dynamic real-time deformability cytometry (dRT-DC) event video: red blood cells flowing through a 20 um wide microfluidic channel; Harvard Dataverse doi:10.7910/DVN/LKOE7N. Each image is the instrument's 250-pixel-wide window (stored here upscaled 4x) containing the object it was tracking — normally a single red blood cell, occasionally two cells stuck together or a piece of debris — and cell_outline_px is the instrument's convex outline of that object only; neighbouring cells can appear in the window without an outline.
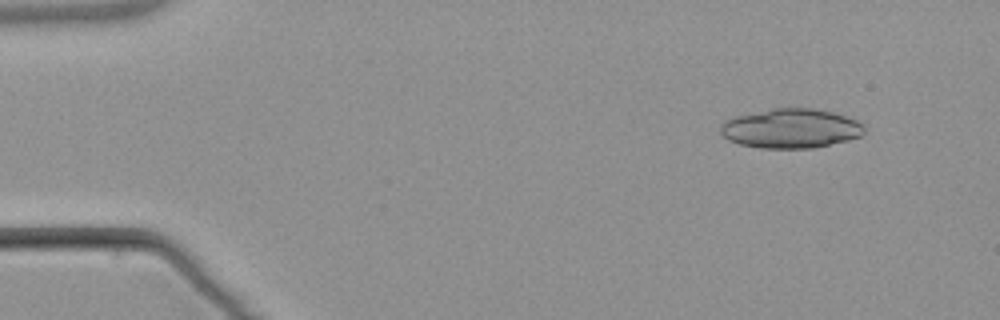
{"species": "common noctule bat (a hibernating species)", "species_latin": "Nyctalus noctula", "temperature_condition": "warm", "stored_images_in_passage": 4, "camera_frame_rate_fps": 3000, "um_per_image_px": 0.085, "animal": {"sex": "male", "body_mass_g": 21.5, "forearm_length_mm": 52.0}, "frame": {"image": 1, "passage_image": 1, "time_ms": 0.0, "image_size_px": [1000, 320], "cell_outline_px": [[864, 132], [860, 136], [848, 140], [812, 148], [760, 148], [740, 144], [728, 140], [720, 132], [720, 124], [724, 120], [736, 116], [772, 108], [816, 108], [832, 112], [856, 120], [864, 124]], "centroid_in_image_um": [67.2, 10.91], "position_along_channel_um": 17.8, "area_um2": 33.06}}